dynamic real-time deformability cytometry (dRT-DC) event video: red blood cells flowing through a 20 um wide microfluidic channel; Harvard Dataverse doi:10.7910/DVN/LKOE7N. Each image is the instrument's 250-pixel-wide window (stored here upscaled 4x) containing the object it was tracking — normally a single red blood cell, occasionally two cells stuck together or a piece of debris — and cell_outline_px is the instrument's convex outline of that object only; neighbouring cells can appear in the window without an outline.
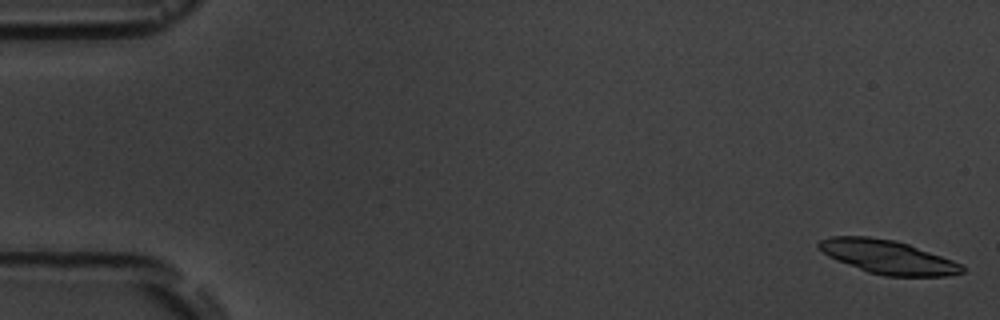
{"species": "common noctule bat (a hibernating species)", "species_latin": "Nyctalus noctula", "temperature_condition": "room temperature", "stored_images_in_passage": 6, "camera_frame_rate_fps": 3000, "um_per_image_px": 0.085, "animal": {"sex": "male", "body_mass_g": 19.5, "forearm_length_mm": 54.6}, "frame": {"image": 1, "passage_image": 1, "time_ms": 0.0, "image_size_px": [1000, 320], "cell_outline_px": [[964, 272], [944, 276], [884, 276], [868, 272], [836, 260], [828, 256], [816, 244], [820, 240], [832, 236], [868, 236], [896, 240], [908, 244], [952, 260], [960, 264], [964, 268]], "centroid_in_image_um": [75.43, 21.84], "position_along_channel_um": 9.6, "area_um2": 27.92}}